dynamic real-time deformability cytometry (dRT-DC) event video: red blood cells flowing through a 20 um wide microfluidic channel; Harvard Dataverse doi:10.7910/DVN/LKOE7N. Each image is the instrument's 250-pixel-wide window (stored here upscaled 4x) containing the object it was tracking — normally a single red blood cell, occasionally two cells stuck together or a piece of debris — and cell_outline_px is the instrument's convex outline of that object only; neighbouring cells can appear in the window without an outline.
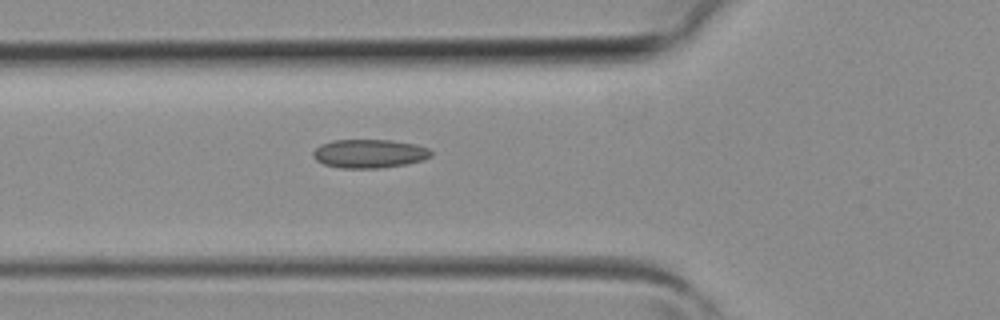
{"species": "common noctule bat (a hibernating species)", "species_latin": "Nyctalus noctula", "temperature_condition": "room temperature", "stored_images_in_passage": 6, "camera_frame_rate_fps": 3000, "um_per_image_px": 0.085, "animal": {"sex": "female", "body_mass_g": 19.3, "forearm_length_mm": 54.1}, "frame": {"image": 1, "passage_image": 6, "time_ms": 1.667, "image_size_px": [1000, 320], "cell_outline_px": [[432, 156], [424, 160], [404, 164], [380, 168], [340, 168], [324, 164], [316, 160], [312, 156], [312, 152], [320, 144], [332, 140], [392, 140], [416, 144], [428, 148], [432, 152]], "centroid_in_image_um": [31.39, 13.05], "position_along_channel_um": 94.4, "area_um2": 19.83}}